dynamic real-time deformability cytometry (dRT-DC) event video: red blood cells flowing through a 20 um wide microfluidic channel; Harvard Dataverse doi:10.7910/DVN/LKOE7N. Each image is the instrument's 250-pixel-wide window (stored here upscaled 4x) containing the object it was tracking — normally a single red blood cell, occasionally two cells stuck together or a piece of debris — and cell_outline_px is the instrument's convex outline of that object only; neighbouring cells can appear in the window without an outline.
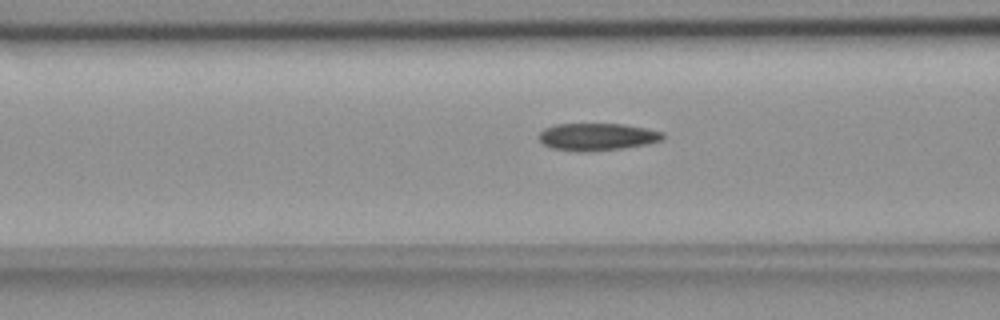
{"species": "common noctule bat (a hibernating species)", "species_latin": "Nyctalus noctula", "temperature_condition": "room temperature", "stored_images_in_passage": 52, "camera_frame_rate_fps": 3000, "um_per_image_px": 0.085, "animal": {"sex": "female", "body_mass_g": 18.4}, "frame": {"image": 1, "passage_image": 22, "time_ms": 7.0, "image_size_px": [1000, 320], "cell_outline_px": [[664, 140], [648, 144], [624, 148], [584, 152], [580, 152], [552, 148], [544, 144], [540, 140], [540, 132], [544, 128], [556, 124], [624, 124], [664, 132]], "centroid_in_image_um": [50.79, 11.63], "position_along_channel_um": 115.8, "area_um2": 19.77}}
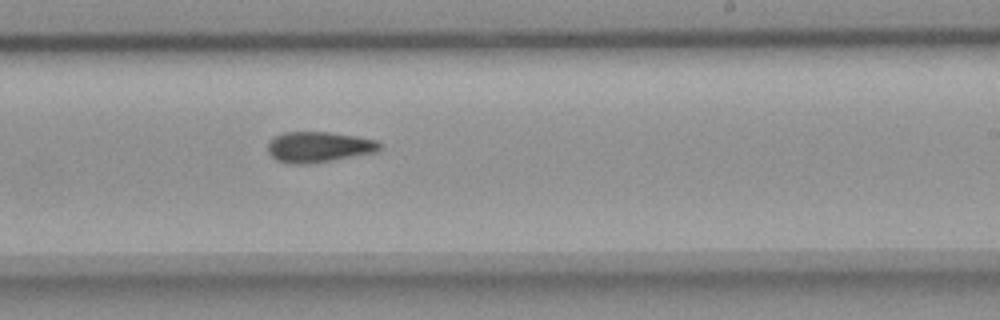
{"frame": {"image": 2, "passage_image": 34, "time_ms": 11.0, "image_size_px": [1000, 320], "cell_outline_px": [[380, 148], [376, 152], [312, 164], [288, 164], [276, 160], [268, 152], [268, 140], [284, 132], [328, 132], [356, 136], [376, 140], [380, 144]], "centroid_in_image_um": [27.06, 12.5], "position_along_channel_um": 261.9, "area_um2": 20.06}}
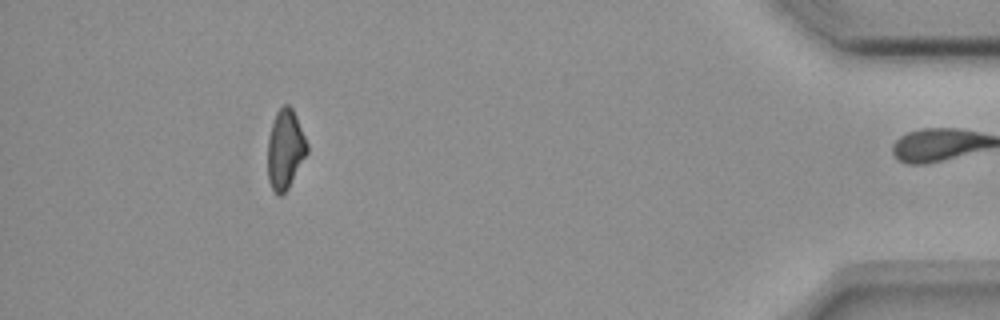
{"frame": {"image": 3, "passage_image": 51, "time_ms": 16.667, "image_size_px": [1000, 320], "cell_outline_px": [[308, 152], [288, 188], [280, 196], [272, 188], [268, 180], [268, 136], [276, 112], [284, 104], [288, 104], [292, 108], [296, 116], [308, 144]], "centroid_in_image_um": [24.24, 12.67], "position_along_channel_um": 411.0, "area_um2": 18.09}, "authors_computed_cell_mechanics": {"area_um2": 19.4786, "velocity_mm_per_s": 3.663, "shape_relaxation_time_tau1_ms": null, "shape_relaxation_time_tau2_ms": 8.2472, "deformation_change_tau1": null, "deformation_change_tau2": 0.1436}}